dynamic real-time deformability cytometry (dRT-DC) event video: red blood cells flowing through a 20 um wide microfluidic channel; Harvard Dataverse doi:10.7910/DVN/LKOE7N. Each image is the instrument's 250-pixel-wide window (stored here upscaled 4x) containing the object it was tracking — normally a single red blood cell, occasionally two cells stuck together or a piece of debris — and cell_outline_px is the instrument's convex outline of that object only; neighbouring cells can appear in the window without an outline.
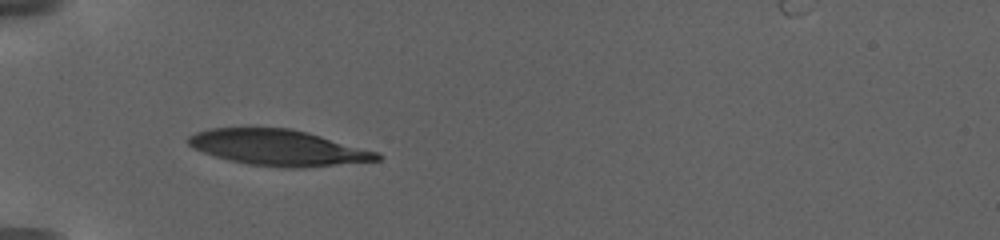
{"species": "human", "species_latin": "Homo sapiens", "temperature_condition": "warm", "stored_images_in_passage": 25, "camera_frame_rate_fps": 3000, "um_per_image_px": 0.085, "donor": {"sex": "female"}, "frame": {"image": 1, "passage_image": 1, "time_ms": 0.0, "image_size_px": [1000, 240], "cell_outline_px": [[380, 160], [300, 168], [280, 168], [248, 164], [228, 160], [192, 148], [188, 144], [188, 136], [196, 132], [212, 128], [288, 128], [308, 132], [380, 152]], "centroid_in_image_um": [23.66, 12.55], "position_along_channel_um": 61.3, "area_um2": 39.42}}
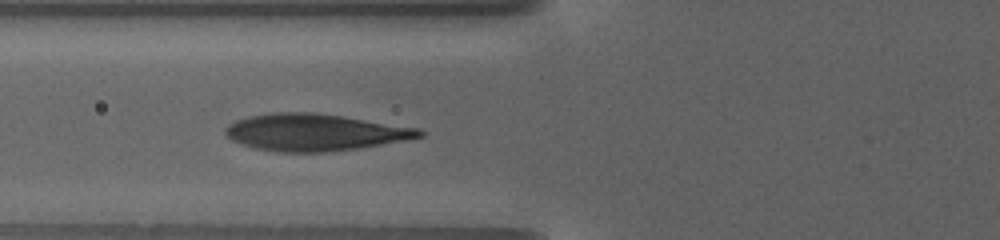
{"frame": {"image": 2, "passage_image": 12, "time_ms": 1.667, "image_size_px": [1000, 240], "cell_outline_px": [[424, 136], [404, 140], [360, 148], [328, 152], [276, 152], [252, 148], [240, 144], [232, 140], [224, 132], [224, 128], [228, 124], [236, 120], [248, 116], [272, 112], [316, 112], [420, 128], [424, 132]], "centroid_in_image_um": [26.71, 11.25], "position_along_channel_um": 99.1, "area_um2": 42.02}}